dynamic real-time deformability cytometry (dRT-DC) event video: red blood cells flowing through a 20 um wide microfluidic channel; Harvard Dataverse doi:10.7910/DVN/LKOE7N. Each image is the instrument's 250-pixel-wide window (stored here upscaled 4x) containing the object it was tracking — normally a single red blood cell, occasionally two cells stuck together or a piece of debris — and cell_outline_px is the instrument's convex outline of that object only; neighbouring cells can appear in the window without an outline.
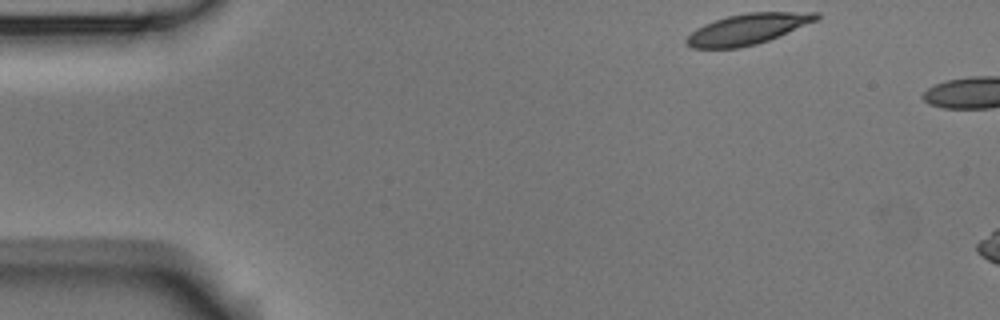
{"species": "Egyptian fruit bat (a non-hibernating species)", "species_latin": "Rousettus aegyptiacus", "temperature_condition": "room temperature", "stored_images_in_passage": 2, "camera_frame_rate_fps": 3000, "um_per_image_px": 0.085, "animal": {"sex": "male"}, "frame": {"image": 1, "passage_image": 1, "time_ms": 0.0, "image_size_px": [1000, 320], "cell_outline_px": [[820, 16], [816, 20], [768, 40], [756, 44], [736, 48], [692, 48], [684, 40], [696, 28], [704, 24], [728, 16], [748, 12], [820, 12]], "centroid_in_image_um": [63.53, 2.46], "position_along_channel_um": 21.5, "area_um2": 22.83}}